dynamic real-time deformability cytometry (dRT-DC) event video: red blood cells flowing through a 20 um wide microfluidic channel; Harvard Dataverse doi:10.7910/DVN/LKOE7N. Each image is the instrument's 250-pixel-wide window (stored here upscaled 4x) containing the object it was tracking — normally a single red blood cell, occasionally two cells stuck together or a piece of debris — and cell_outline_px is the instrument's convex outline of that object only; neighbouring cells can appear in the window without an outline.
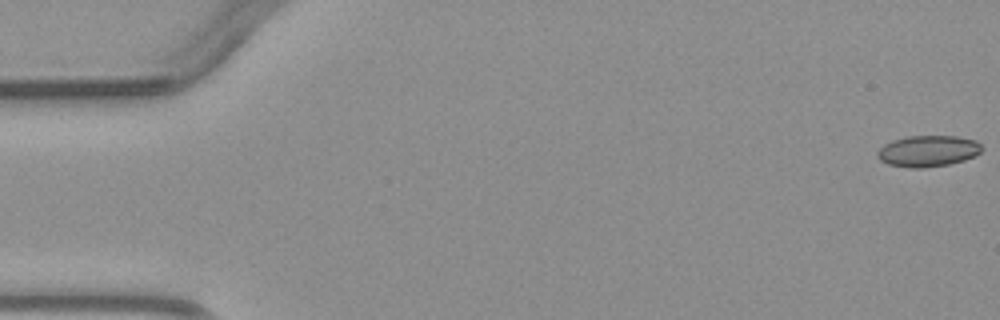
{"species": "common noctule bat (a hibernating species)", "species_latin": "Nyctalus noctula", "temperature_condition": "warm", "stored_images_in_passage": 3, "camera_frame_rate_fps": 3000, "um_per_image_px": 0.085, "animal": {"sex": "male", "body_mass_g": 23.1, "forearm_length_mm": 52.7}, "frame": {"image": 1, "passage_image": 1, "time_ms": 0.0, "image_size_px": [1000, 320], "cell_outline_px": [[984, 148], [976, 156], [964, 160], [948, 164], [924, 168], [912, 168], [888, 164], [880, 160], [876, 156], [876, 152], [884, 144], [892, 140], [908, 136], [956, 136], [976, 140]], "centroid_in_image_um": [78.88, 12.83], "position_along_channel_um": 6.1, "area_um2": 19.13}}